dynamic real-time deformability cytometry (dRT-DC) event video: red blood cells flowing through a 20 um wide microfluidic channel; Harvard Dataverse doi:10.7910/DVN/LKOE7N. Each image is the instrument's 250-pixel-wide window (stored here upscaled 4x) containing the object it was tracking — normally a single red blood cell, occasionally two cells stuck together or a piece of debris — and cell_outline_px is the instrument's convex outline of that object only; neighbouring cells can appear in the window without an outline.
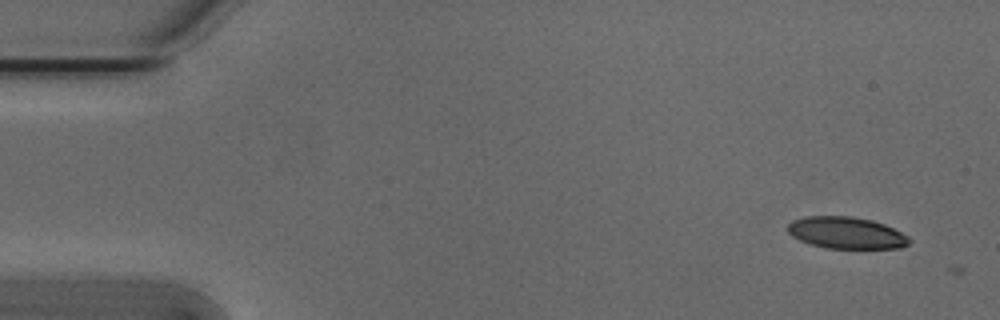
{"species": "Egyptian fruit bat (a non-hibernating species)", "species_latin": "Rousettus aegyptiacus", "temperature_condition": "cold", "stored_images_in_passage": 3, "camera_frame_rate_fps": 3000, "um_per_image_px": 0.085, "animal": {"sex": "male"}, "frame": {"image": 1, "passage_image": 1, "time_ms": 0.0, "image_size_px": [1000, 320], "cell_outline_px": [[912, 240], [908, 244], [900, 248], [828, 248], [812, 244], [800, 240], [792, 236], [788, 232], [788, 224], [792, 220], [804, 216], [852, 216], [872, 220], [884, 224], [908, 236]], "centroid_in_image_um": [71.93, 19.78], "position_along_channel_um": 13.1, "area_um2": 22.43}}